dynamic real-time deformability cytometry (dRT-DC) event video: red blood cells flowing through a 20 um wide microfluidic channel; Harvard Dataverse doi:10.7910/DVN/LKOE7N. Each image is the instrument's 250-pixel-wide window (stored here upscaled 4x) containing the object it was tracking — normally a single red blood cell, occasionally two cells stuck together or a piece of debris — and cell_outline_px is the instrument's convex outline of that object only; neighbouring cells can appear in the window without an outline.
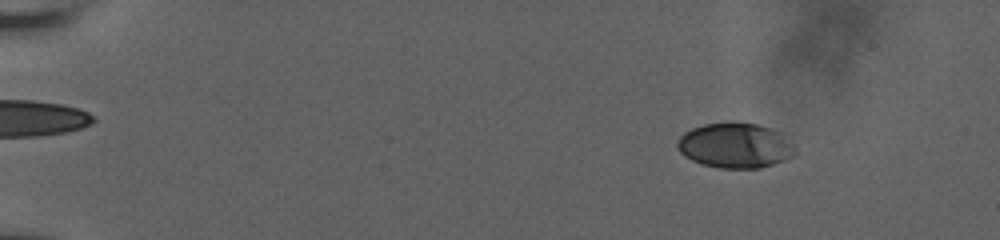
{"species": "human", "species_latin": "Homo sapiens", "temperature_condition": "room temperature", "stored_images_in_passage": 58, "camera_frame_rate_fps": 3000, "um_per_image_px": 0.085, "donor": {"sex": "male"}, "frame": {"image": 1, "passage_image": 9, "time_ms": 2.667, "image_size_px": [1000, 240], "cell_outline_px": [[796, 148], [792, 156], [784, 160], [760, 168], [720, 168], [704, 164], [692, 160], [684, 156], [676, 148], [676, 144], [680, 136], [684, 132], [692, 128], [704, 124], [732, 120], [736, 120], [756, 124], [780, 132]], "centroid_in_image_um": [62.45, 12.34], "position_along_channel_um": 22.5, "area_um2": 31.15}}
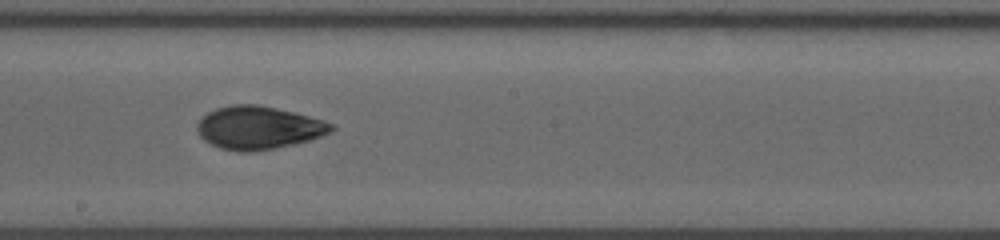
{"frame": {"image": 2, "passage_image": 35, "time_ms": 11.333, "image_size_px": [1000, 240], "cell_outline_px": [[336, 128], [332, 132], [308, 140], [292, 144], [252, 152], [236, 152], [220, 148], [204, 140], [200, 136], [196, 128], [196, 124], [208, 112], [216, 108], [232, 104], [260, 104], [324, 120], [332, 124]], "centroid_in_image_um": [21.95, 10.85], "position_along_channel_um": 226.2, "area_um2": 33.52}}
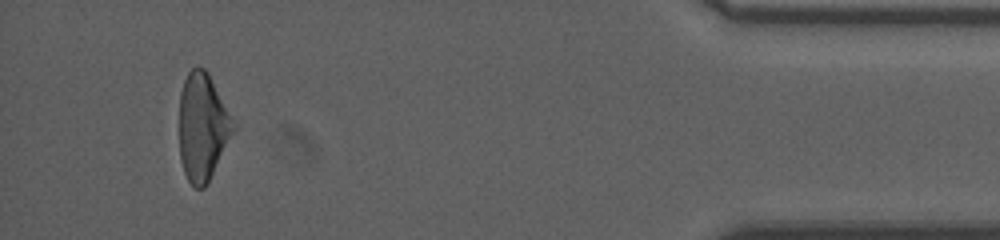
{"frame": {"image": 3, "passage_image": 55, "time_ms": 18.0, "image_size_px": [1000, 240], "cell_outline_px": [[236, 128], [204, 188], [192, 188], [184, 172], [180, 160], [180, 92], [184, 80], [188, 72], [192, 68], [204, 68], [208, 72], [236, 124]], "centroid_in_image_um": [17.22, 10.79], "position_along_channel_um": 418.0, "area_um2": 33.58}, "authors_computed_cell_mechanics": {"area_um2": 32.657, "velocity_mm_per_s": 3.7585, "shape_relaxation_time_tau1_ms": 7.0516, "shape_relaxation_time_tau2_ms": 2.3487, "deformation_change_tau1": 0.1803, "deformation_change_tau2": 0.0692}}